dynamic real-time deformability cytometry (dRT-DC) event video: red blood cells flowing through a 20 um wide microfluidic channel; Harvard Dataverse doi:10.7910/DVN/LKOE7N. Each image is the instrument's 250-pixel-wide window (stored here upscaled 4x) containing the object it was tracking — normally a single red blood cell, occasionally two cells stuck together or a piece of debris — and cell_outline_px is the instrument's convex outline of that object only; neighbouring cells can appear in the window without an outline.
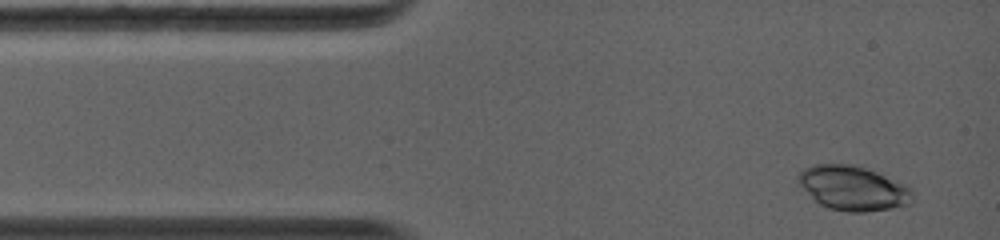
{"species": "common noctule bat (a hibernating species)", "species_latin": "Nyctalus noctula", "temperature_condition": "warm", "stored_images_in_passage": 12, "camera_frame_rate_fps": 5000, "um_per_image_px": 0.085, "animal": {"sex": "female", "body_mass_g": 19.0, "forearm_length_mm": 56.7}, "frame": {"image": 1, "passage_image": 1, "time_ms": 0.0, "image_size_px": [1000, 240], "cell_outline_px": [[912, 192], [908, 204], [888, 208], [864, 212], [848, 212], [828, 208], [820, 204], [800, 184], [800, 172], [804, 168], [816, 164], [848, 164], [864, 168], [876, 172], [904, 184]], "centroid_in_image_um": [72.49, 15.99], "position_along_channel_um": 12.5, "area_um2": 28.67}}
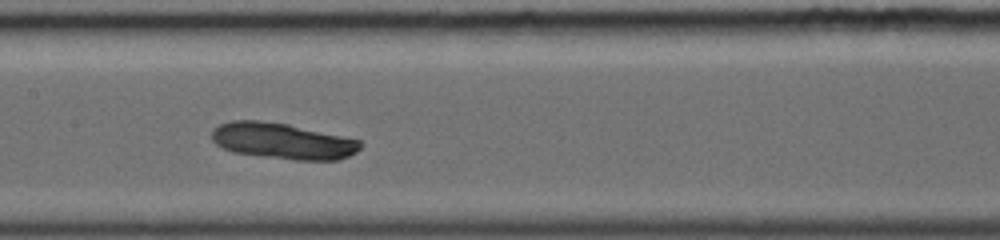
{"frame": {"image": 2, "passage_image": 7, "time_ms": 5.4, "image_size_px": [1000, 240], "cell_outline_px": [[364, 144], [356, 152], [340, 160], [296, 160], [232, 152], [216, 144], [212, 140], [212, 128], [220, 124], [232, 120], [260, 120], [288, 124], [360, 140]], "centroid_in_image_um": [24.02, 11.98], "position_along_channel_um": 183.4, "area_um2": 31.21}}
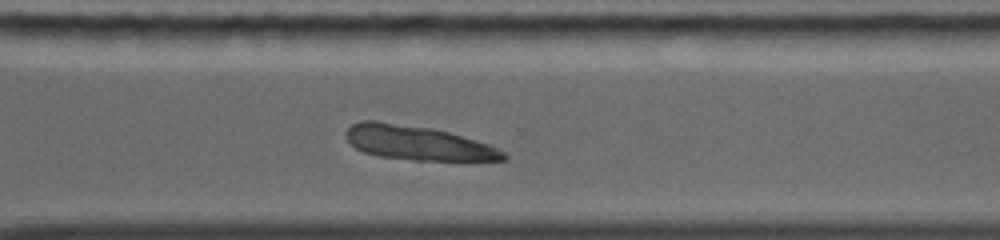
{"frame": {"image": 3, "passage_image": 12, "time_ms": 9.0, "image_size_px": [1000, 240], "cell_outline_px": [[508, 156], [504, 160], [416, 160], [380, 156], [364, 152], [356, 148], [344, 136], [344, 132], [352, 124], [360, 120], [376, 120], [432, 128], [448, 132], [476, 140], [488, 144], [504, 152]], "centroid_in_image_um": [35.46, 12.13], "position_along_channel_um": 335.1, "area_um2": 31.27}}